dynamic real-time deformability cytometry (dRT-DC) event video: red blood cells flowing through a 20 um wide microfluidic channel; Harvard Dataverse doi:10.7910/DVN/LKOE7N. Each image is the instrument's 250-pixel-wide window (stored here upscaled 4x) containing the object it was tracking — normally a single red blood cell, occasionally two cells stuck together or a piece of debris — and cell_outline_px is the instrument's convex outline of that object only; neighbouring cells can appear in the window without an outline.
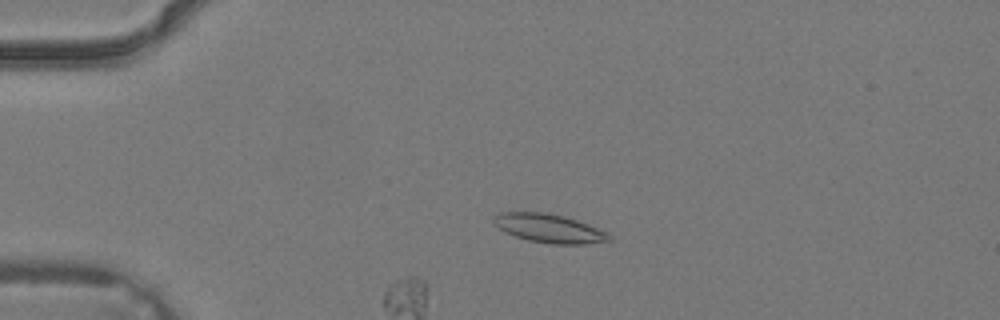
{"species": "common noctule bat (a hibernating species)", "species_latin": "Nyctalus noctula", "temperature_condition": "warm", "stored_images_in_passage": 36, "camera_frame_rate_fps": 3000, "um_per_image_px": 0.085, "animal": {"sex": "male", "body_mass_g": 19.2, "forearm_length_mm": 51.8}, "frame": {"image": 1, "passage_image": 6, "time_ms": 1.667, "image_size_px": [1000, 320], "cell_outline_px": [[612, 240], [584, 244], [552, 244], [528, 240], [504, 232], [492, 220], [492, 216], [500, 212], [544, 212], [564, 216], [576, 220], [608, 232]], "centroid_in_image_um": [46.66, 19.4], "position_along_channel_um": 38.3, "area_um2": 19.19}}
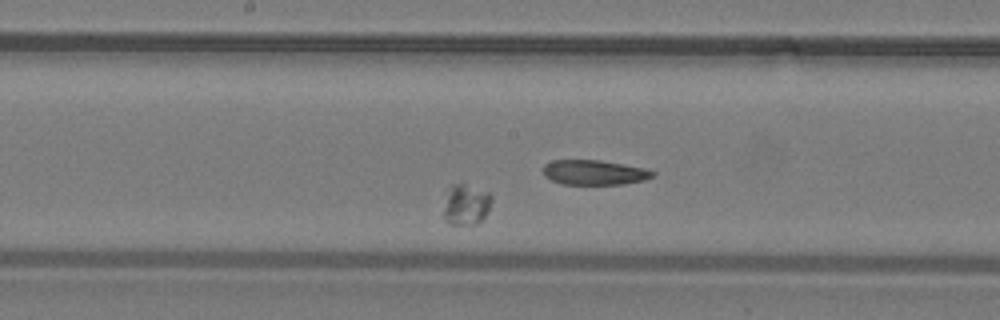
{"frame": {"image": 2, "passage_image": 17, "time_ms": 5.333, "image_size_px": [1000, 320], "cell_outline_px": [[492, 200], [488, 212], [476, 224], [448, 224], [444, 220], [444, 208], [452, 184], [464, 184], [488, 192], [492, 196]], "centroid_in_image_um": [39.64, 17.41], "position_along_channel_um": 208.6, "area_um2": 11.1}}
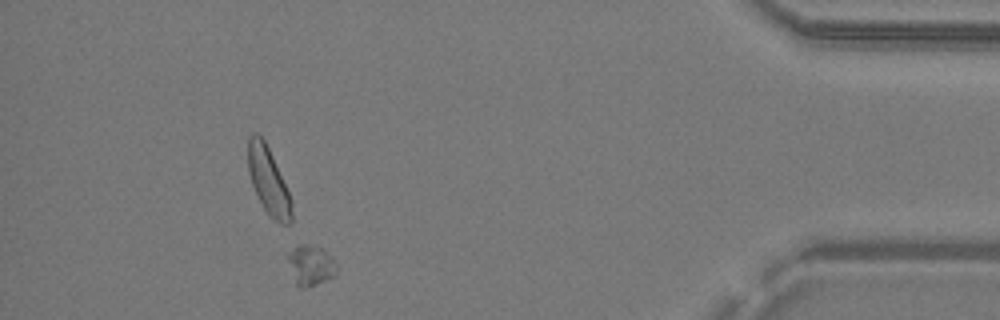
{"frame": {"image": 3, "passage_image": 32, "time_ms": 10.333, "image_size_px": [1000, 320], "cell_outline_px": [[336, 276], [300, 288], [296, 288], [288, 260], [288, 252], [296, 244], [308, 244], [324, 248], [332, 256], [336, 264]], "centroid_in_image_um": [26.4, 22.5], "position_along_channel_um": 408.8, "area_um2": 11.5}}